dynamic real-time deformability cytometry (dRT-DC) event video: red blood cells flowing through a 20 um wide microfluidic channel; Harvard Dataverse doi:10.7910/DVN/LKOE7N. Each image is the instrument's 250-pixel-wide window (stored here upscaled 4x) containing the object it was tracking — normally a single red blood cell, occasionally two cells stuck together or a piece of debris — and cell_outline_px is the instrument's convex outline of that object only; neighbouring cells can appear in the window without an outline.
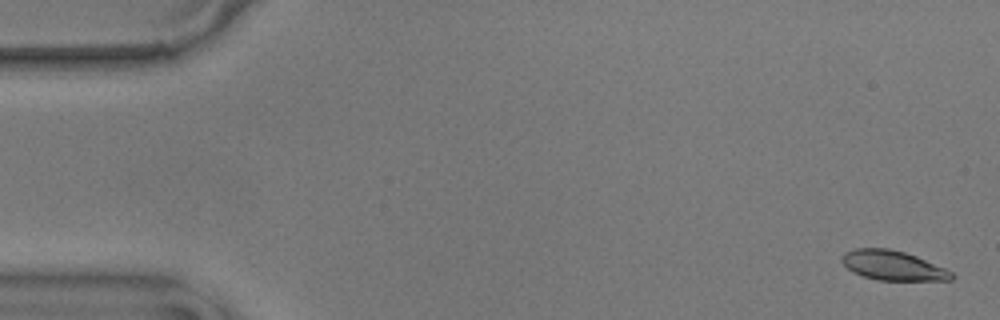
{"species": "common noctule bat (a hibernating species)", "species_latin": "Nyctalus noctula", "temperature_condition": "warm", "stored_images_in_passage": 56, "camera_frame_rate_fps": 3000, "um_per_image_px": 0.085, "animal": {"sex": "male", "body_mass_g": 17.9}, "frame": {"image": 1, "passage_image": 1, "time_ms": 0.0, "image_size_px": [1000, 320], "cell_outline_px": [[952, 280], [880, 280], [864, 276], [852, 272], [840, 260], [844, 252], [856, 248], [888, 248], [904, 252], [916, 256], [944, 268], [952, 272]], "centroid_in_image_um": [75.85, 22.56], "position_along_channel_um": 9.1, "area_um2": 18.67}}
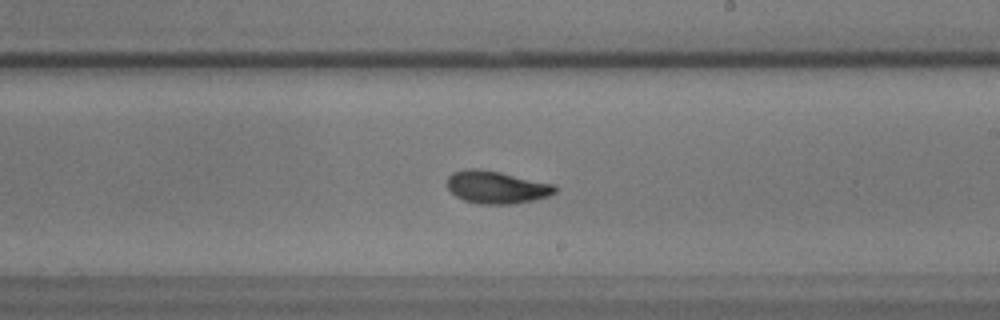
{"frame": {"image": 2, "passage_image": 32, "time_ms": 10.333, "image_size_px": [1000, 320], "cell_outline_px": [[556, 192], [548, 196], [516, 204], [476, 204], [464, 200], [456, 196], [448, 188], [448, 176], [452, 172], [464, 168], [476, 168], [500, 172], [556, 184]], "centroid_in_image_um": [42.2, 15.91], "position_along_channel_um": 246.8, "area_um2": 20.63}}
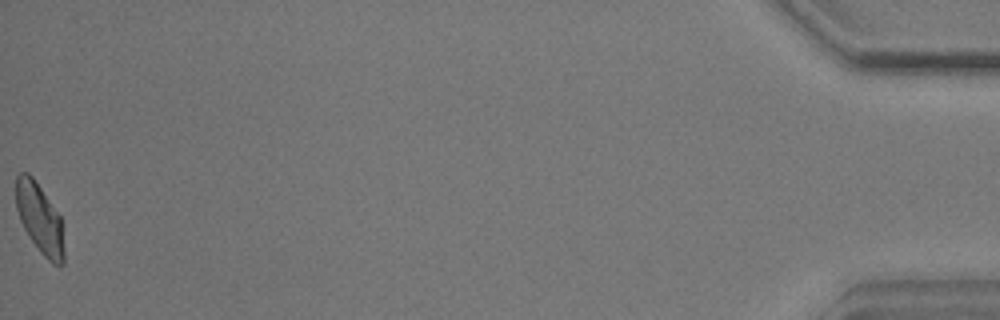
{"frame": {"image": 3, "passage_image": 56, "time_ms": 18.333, "image_size_px": [1000, 320], "cell_outline_px": [[64, 264], [52, 264], [40, 252], [24, 228], [20, 220], [16, 208], [16, 176], [20, 172], [28, 172], [32, 176], [60, 216], [64, 252]], "centroid_in_image_um": [3.36, 18.57], "position_along_channel_um": 431.8, "area_um2": 19.25}, "authors_computed_cell_mechanics": {"area_um2": 19.7387, "velocity_mm_per_s": 3.5643, "shape_relaxation_time_tau1_ms": 3.1394, "shape_relaxation_time_tau2_ms": 1.638, "deformation_change_tau1": 0.1561, "deformation_change_tau2": 0.0708}}